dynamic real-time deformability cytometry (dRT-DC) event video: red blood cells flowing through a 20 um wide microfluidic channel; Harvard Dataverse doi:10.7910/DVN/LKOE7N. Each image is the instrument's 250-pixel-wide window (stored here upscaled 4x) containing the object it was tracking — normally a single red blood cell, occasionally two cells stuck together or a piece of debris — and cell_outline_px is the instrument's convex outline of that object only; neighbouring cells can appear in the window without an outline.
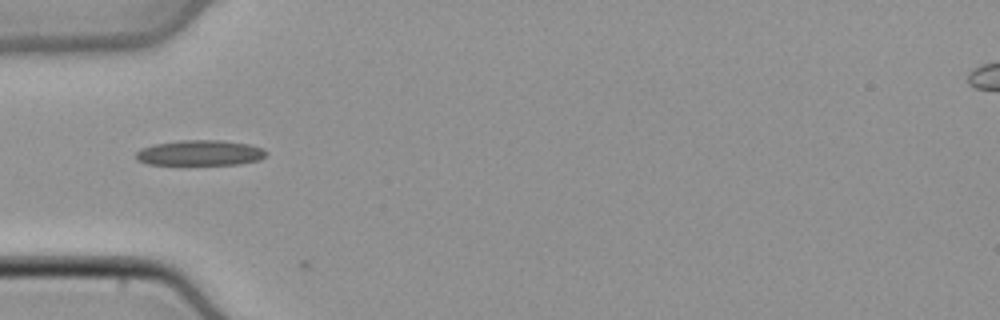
{"species": "common noctule bat (a hibernating species)", "species_latin": "Nyctalus noctula", "temperature_condition": "cold", "stored_images_in_passage": 3, "camera_frame_rate_fps": 3000, "um_per_image_px": 0.085, "animal": {"sex": "male", "body_mass_g": 21.5, "forearm_length_mm": 52.0}, "frame": {"image": 1, "passage_image": 2, "time_ms": 0.333, "image_size_px": [1000, 320], "cell_outline_px": [[268, 152], [260, 160], [240, 164], [148, 164], [136, 160], [136, 152], [140, 148], [156, 144], [180, 140], [220, 140], [248, 144], [264, 148]], "centroid_in_image_um": [17.02, 12.99], "position_along_channel_um": 68.0, "area_um2": 19.25}}